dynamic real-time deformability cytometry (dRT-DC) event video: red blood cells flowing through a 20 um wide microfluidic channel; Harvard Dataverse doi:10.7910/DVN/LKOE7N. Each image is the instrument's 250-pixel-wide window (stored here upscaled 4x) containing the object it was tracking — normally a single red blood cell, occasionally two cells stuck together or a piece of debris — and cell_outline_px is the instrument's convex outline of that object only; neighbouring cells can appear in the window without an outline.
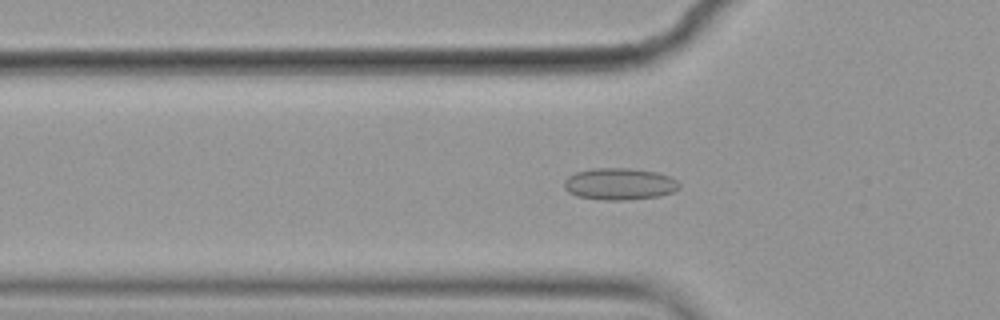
{"species": "common noctule bat (a hibernating species)", "species_latin": "Nyctalus noctula", "temperature_condition": "cold", "stored_images_in_passage": 57, "camera_frame_rate_fps": 3000, "um_per_image_px": 0.085, "animal": {"sex": "female", "body_mass_g": 19.9}, "frame": {"image": 1, "passage_image": 18, "time_ms": 5.667, "image_size_px": [1000, 320], "cell_outline_px": [[680, 188], [672, 192], [660, 196], [624, 200], [608, 200], [576, 196], [568, 192], [564, 188], [564, 180], [568, 176], [576, 172], [592, 168], [628, 168], [656, 172], [668, 176], [676, 180], [680, 184]], "centroid_in_image_um": [52.64, 15.63], "position_along_channel_um": 73.2, "area_um2": 21.33}}
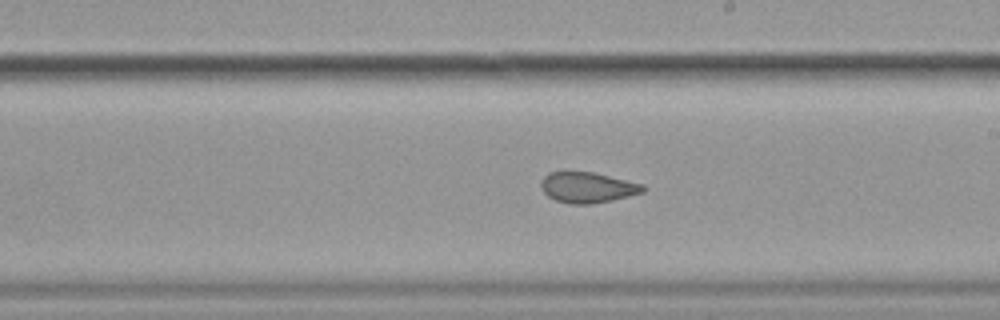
{"frame": {"image": 2, "passage_image": 32, "time_ms": 10.333, "image_size_px": [1000, 320], "cell_outline_px": [[648, 188], [644, 192], [612, 200], [592, 204], [572, 204], [556, 200], [548, 196], [540, 188], [540, 180], [548, 172], [592, 172], [644, 184]], "centroid_in_image_um": [49.94, 15.93], "position_along_channel_um": 239.1, "area_um2": 18.26}}
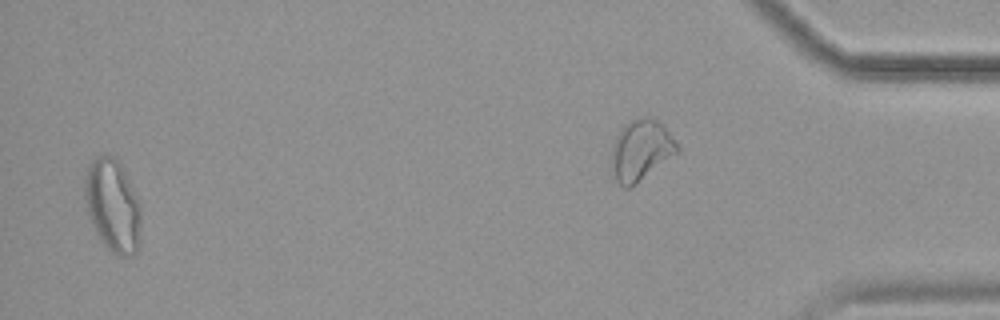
{"frame": {"image": 3, "passage_image": 55, "time_ms": 18.0, "image_size_px": [1000, 320], "cell_outline_px": [[140, 248], [132, 256], [120, 256], [112, 252], [100, 240], [92, 224], [84, 200], [84, 184], [88, 168], [92, 160], [100, 156], [112, 156], [120, 164], [136, 196], [140, 208]], "centroid_in_image_um": [9.58, 17.54], "position_along_channel_um": 425.6, "area_um2": 30.06}, "authors_computed_cell_mechanics": {"area_um2": 21.3282, "velocity_mm_per_s": 3.5572, "shape_relaxation_time_tau1_ms": null, "shape_relaxation_time_tau2_ms": 1.6594, "deformation_change_tau1": null, "deformation_change_tau2": 0.0761}}